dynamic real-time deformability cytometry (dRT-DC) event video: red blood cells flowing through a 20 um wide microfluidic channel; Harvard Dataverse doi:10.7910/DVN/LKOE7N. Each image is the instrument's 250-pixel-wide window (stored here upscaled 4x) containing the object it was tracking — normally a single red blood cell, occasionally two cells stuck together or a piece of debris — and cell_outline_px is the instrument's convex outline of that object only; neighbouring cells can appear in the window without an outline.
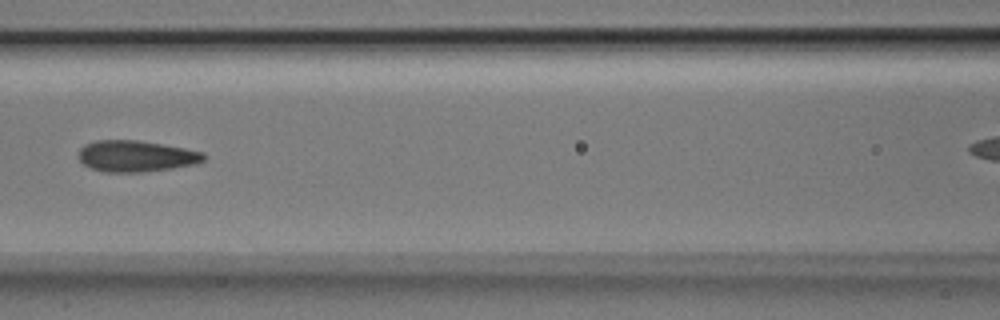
{"species": "Egyptian fruit bat (a non-hibernating species)", "species_latin": "Rousettus aegyptiacus", "temperature_condition": "room temperature", "stored_images_in_passage": 8, "segment_of_instrument_passage": [1, 2], "camera_frame_rate_fps": 3000, "um_per_image_px": 0.085, "animal": {"sex": "male"}, "frame": {"image": 1, "passage_image": 7, "time_ms": 2.0, "image_size_px": [1000, 320], "cell_outline_px": [[204, 160], [196, 164], [172, 168], [140, 172], [104, 172], [92, 168], [84, 164], [80, 160], [80, 148], [84, 144], [96, 140], [136, 140], [184, 148], [204, 152]], "centroid_in_image_um": [11.56, 13.27], "position_along_channel_um": 155.0, "area_um2": 22.6}}